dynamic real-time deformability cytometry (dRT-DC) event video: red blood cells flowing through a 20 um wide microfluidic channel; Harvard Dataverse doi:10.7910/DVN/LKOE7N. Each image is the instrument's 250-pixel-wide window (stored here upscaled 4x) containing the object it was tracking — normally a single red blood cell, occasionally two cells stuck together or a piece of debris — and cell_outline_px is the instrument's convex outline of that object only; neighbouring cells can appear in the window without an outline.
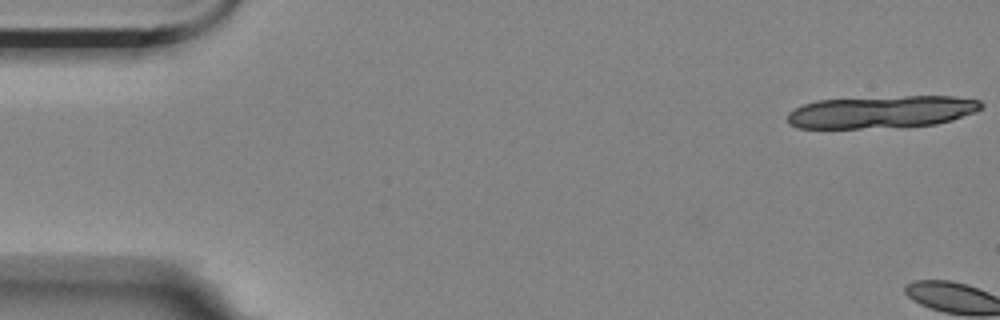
{"species": "Egyptian fruit bat (a non-hibernating species)", "species_latin": "Rousettus aegyptiacus", "temperature_condition": "room temperature", "stored_images_in_passage": 4, "camera_frame_rate_fps": 3000, "um_per_image_px": 0.085, "animal": {"sex": "female"}, "frame": {"image": 1, "passage_image": 1, "time_ms": 0.0, "image_size_px": [1000, 320], "cell_outline_px": [[984, 108], [976, 112], [952, 120], [936, 124], [860, 128], [800, 128], [788, 124], [788, 112], [804, 104], [816, 100], [904, 96], [952, 96], [980, 100], [984, 104]], "centroid_in_image_um": [74.97, 9.5], "position_along_channel_um": 10.0, "area_um2": 36.47}}